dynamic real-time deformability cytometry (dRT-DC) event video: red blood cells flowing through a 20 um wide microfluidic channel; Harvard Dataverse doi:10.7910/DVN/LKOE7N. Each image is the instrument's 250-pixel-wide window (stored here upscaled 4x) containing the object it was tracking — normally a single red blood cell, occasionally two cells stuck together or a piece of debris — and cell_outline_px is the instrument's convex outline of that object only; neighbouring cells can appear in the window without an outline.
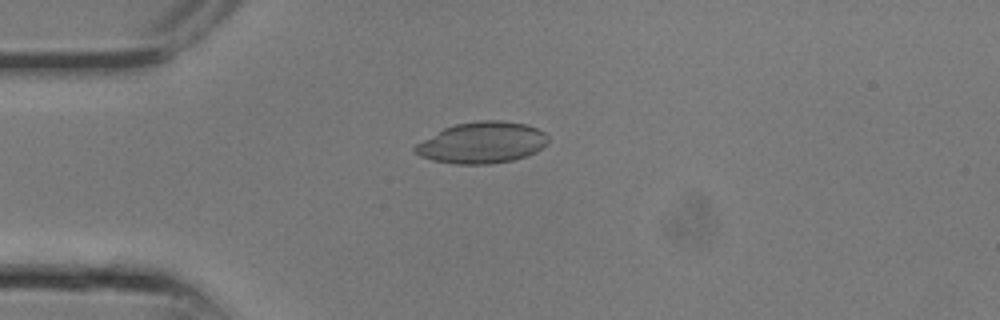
{"species": "common noctule bat (a hibernating species)", "species_latin": "Nyctalus noctula", "temperature_condition": "room temperature", "stored_images_in_passage": 6, "camera_frame_rate_fps": 3000, "um_per_image_px": 0.085, "animal": {"sex": "male", "body_mass_g": 13.3}, "frame": {"image": 1, "passage_image": 5, "time_ms": 1.333, "image_size_px": [1000, 320], "cell_outline_px": [[548, 144], [544, 148], [528, 156], [512, 160], [488, 164], [456, 164], [432, 160], [420, 156], [412, 148], [416, 144], [444, 128], [456, 124], [476, 120], [500, 120], [528, 124], [544, 132], [548, 136]], "centroid_in_image_um": [41.02, 12.12], "position_along_channel_um": 44.0, "area_um2": 32.19}}